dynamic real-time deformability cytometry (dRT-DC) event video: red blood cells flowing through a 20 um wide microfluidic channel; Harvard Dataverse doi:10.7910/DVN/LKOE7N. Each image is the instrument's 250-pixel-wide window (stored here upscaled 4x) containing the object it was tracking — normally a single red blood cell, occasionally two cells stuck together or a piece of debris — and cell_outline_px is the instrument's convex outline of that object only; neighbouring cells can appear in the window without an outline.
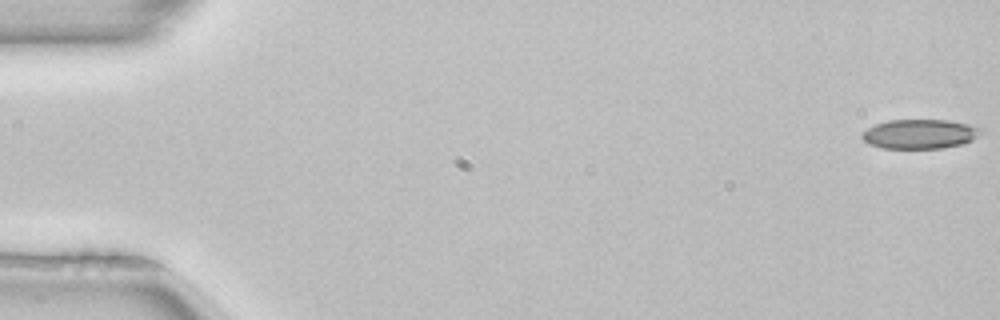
{"species": "common noctule bat (a hibernating species)", "species_latin": "Nyctalus noctula", "temperature_condition": "room temperature", "stored_images_in_passage": 40, "camera_frame_rate_fps": 3000, "um_per_image_px": 0.085, "animal": {"sex": "female", "body_mass_g": 22.7, "forearm_length_mm": 54.2}, "frame": {"image": 1, "passage_image": 1, "time_ms": 0.0, "image_size_px": [1000, 320], "cell_outline_px": [[984, 132], [972, 140], [964, 144], [940, 148], [884, 148], [868, 144], [860, 136], [860, 132], [876, 124], [888, 120], [948, 120], [968, 124], [984, 128]], "centroid_in_image_um": [78.21, 11.38], "position_along_channel_um": 6.8, "area_um2": 20.58}}